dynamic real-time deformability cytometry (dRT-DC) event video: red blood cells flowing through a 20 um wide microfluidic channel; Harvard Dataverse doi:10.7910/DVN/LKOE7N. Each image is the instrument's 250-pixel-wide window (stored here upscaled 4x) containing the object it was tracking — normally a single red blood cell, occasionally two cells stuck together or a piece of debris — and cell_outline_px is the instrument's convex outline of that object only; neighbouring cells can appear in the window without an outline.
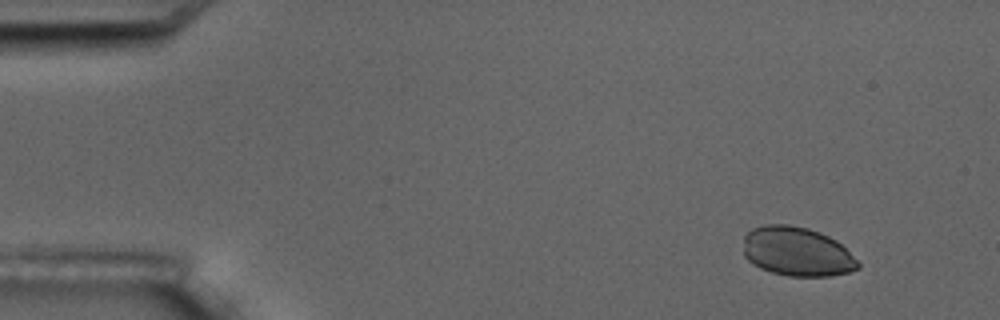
{"species": "common noctule bat (a hibernating species)", "species_latin": "Nyctalus noctula", "temperature_condition": "room temperature", "stored_images_in_passage": 5, "camera_frame_rate_fps": 3000, "um_per_image_px": 0.085, "animal": {"sex": "male", "body_mass_g": 17.5, "forearm_length_mm": 52.3}, "frame": {"image": 1, "passage_image": 1, "time_ms": 0.0, "image_size_px": [1000, 320], "cell_outline_px": [[860, 268], [848, 272], [828, 276], [788, 276], [772, 272], [760, 268], [752, 264], [744, 256], [744, 236], [752, 228], [764, 224], [788, 224], [808, 228], [820, 232], [836, 240], [860, 264]], "centroid_in_image_um": [67.71, 21.38], "position_along_channel_um": 17.3, "area_um2": 32.83}}